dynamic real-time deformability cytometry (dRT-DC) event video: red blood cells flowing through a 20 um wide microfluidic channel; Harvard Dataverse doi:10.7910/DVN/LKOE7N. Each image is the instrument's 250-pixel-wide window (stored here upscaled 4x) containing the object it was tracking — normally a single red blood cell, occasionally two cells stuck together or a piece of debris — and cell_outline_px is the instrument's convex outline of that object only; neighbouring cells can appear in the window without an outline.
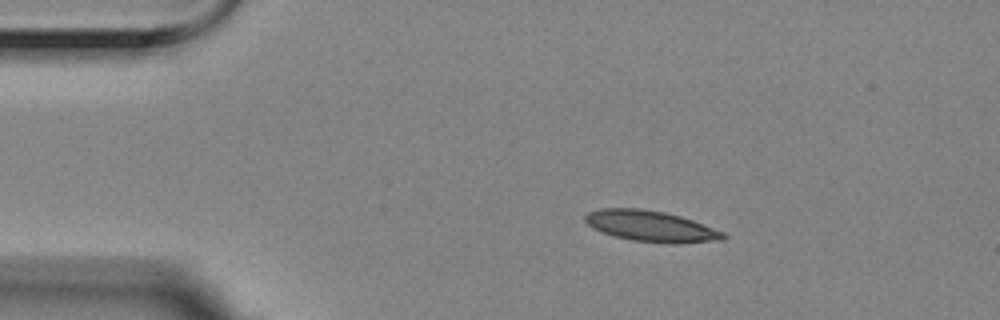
{"species": "Egyptian fruit bat (a non-hibernating species)", "species_latin": "Rousettus aegyptiacus", "temperature_condition": "room temperature", "stored_images_in_passage": 48, "camera_frame_rate_fps": 3000, "um_per_image_px": 0.085, "animal": {"sex": "female"}, "frame": {"image": 1, "passage_image": 1, "time_ms": 0.0, "image_size_px": [1000, 320], "cell_outline_px": [[728, 236], [724, 240], [680, 244], [672, 244], [632, 240], [616, 236], [592, 228], [584, 220], [584, 216], [588, 212], [600, 208], [640, 208], [664, 212], [680, 216], [692, 220], [724, 232]], "centroid_in_image_um": [55.36, 19.23], "position_along_channel_um": 29.6, "area_um2": 24.97}}
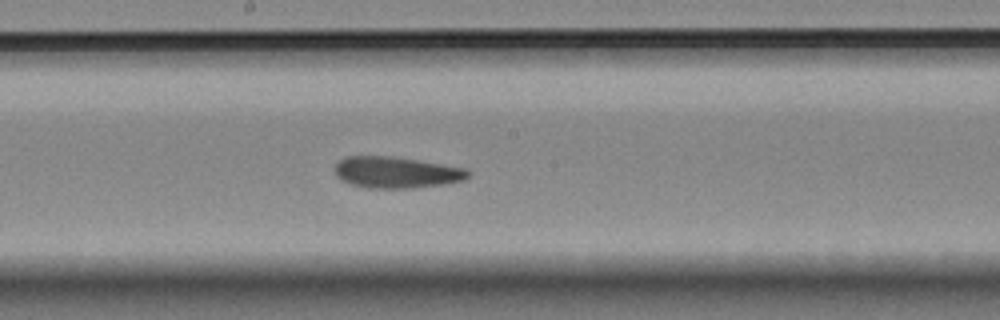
{"frame": {"image": 2, "passage_image": 21, "time_ms": 6.667, "image_size_px": [1000, 320], "cell_outline_px": [[472, 172], [464, 180], [444, 184], [412, 188], [368, 188], [352, 184], [340, 180], [336, 176], [332, 168], [340, 160], [348, 156], [392, 156], [468, 168]], "centroid_in_image_um": [33.68, 14.65], "position_along_channel_um": 214.5, "area_um2": 24.57}}
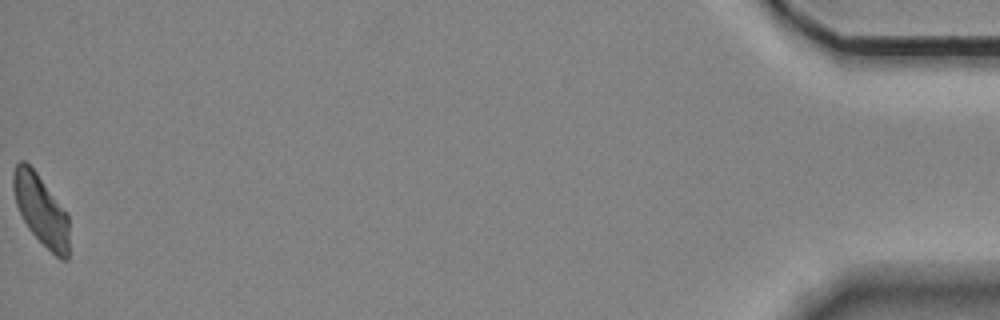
{"frame": {"image": 3, "passage_image": 48, "time_ms": 15.667, "image_size_px": [1000, 320], "cell_outline_px": [[68, 260], [60, 260], [28, 228], [16, 204], [12, 188], [12, 172], [16, 164], [20, 160], [24, 160], [36, 172], [68, 216]], "centroid_in_image_um": [3.45, 17.83], "position_along_channel_um": 431.7, "area_um2": 22.43}, "authors_computed_cell_mechanics": {"area_um2": 24.4494, "velocity_mm_per_s": 3.5026, "shape_relaxation_time_tau1_ms": 9.4051, "shape_relaxation_time_tau2_ms": 5.7601, "deformation_change_tau1": 0.1925, "deformation_change_tau2": 0.1475}}